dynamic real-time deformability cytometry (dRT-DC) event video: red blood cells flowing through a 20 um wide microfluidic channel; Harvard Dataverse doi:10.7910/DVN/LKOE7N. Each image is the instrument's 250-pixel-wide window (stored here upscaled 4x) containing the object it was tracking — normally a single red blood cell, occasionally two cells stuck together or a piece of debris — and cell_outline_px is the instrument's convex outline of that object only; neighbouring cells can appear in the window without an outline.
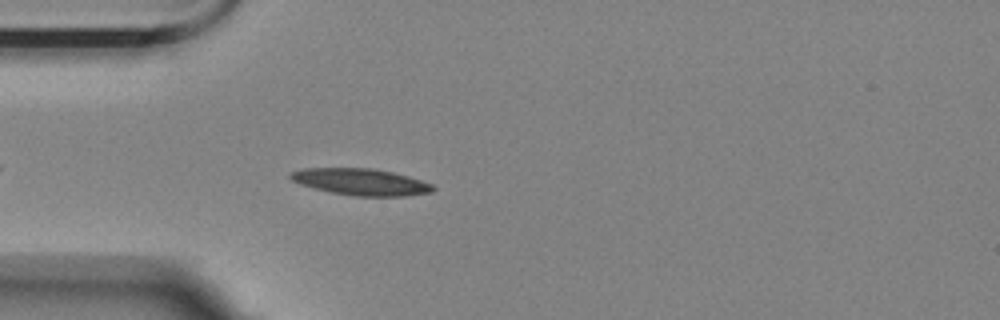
{"species": "Egyptian fruit bat (a non-hibernating species)", "species_latin": "Rousettus aegyptiacus", "temperature_condition": "room temperature", "stored_images_in_passage": 1, "camera_frame_rate_fps": 3000, "um_per_image_px": 0.085, "animal": {"sex": "female"}, "frame": {"image": 1, "passage_image": 1, "time_ms": 0.0, "image_size_px": [1000, 320], "cell_outline_px": [[436, 188], [432, 192], [404, 196], [356, 196], [332, 192], [300, 184], [292, 180], [288, 176], [292, 172], [304, 168], [372, 168], [392, 172], [408, 176], [432, 184]], "centroid_in_image_um": [30.7, 15.46], "position_along_channel_um": 54.3, "area_um2": 21.91}}